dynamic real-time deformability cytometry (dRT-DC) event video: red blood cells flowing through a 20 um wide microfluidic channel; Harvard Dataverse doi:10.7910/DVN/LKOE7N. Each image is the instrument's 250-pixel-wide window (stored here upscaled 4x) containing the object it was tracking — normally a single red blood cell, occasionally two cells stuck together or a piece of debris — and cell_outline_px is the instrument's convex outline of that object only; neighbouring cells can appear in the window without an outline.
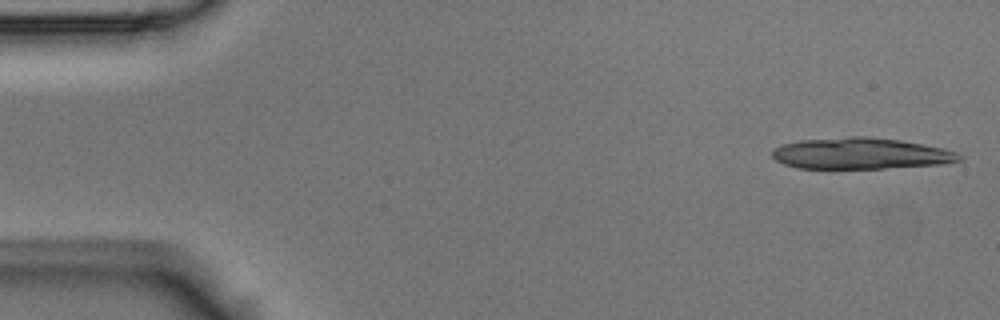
{"species": "Egyptian fruit bat (a non-hibernating species)", "species_latin": "Rousettus aegyptiacus", "temperature_condition": "room temperature", "stored_images_in_passage": 11, "camera_frame_rate_fps": 3000, "um_per_image_px": 0.085, "animal": {"sex": "male"}, "frame": {"image": 1, "passage_image": 1, "time_ms": 0.0, "image_size_px": [1000, 320], "cell_outline_px": [[964, 160], [944, 164], [884, 168], [796, 168], [784, 164], [776, 160], [772, 156], [772, 148], [780, 144], [800, 140], [848, 136], [864, 136], [900, 140], [944, 148], [956, 152]], "centroid_in_image_um": [73.14, 13.04], "position_along_channel_um": 11.9, "area_um2": 34.28}}